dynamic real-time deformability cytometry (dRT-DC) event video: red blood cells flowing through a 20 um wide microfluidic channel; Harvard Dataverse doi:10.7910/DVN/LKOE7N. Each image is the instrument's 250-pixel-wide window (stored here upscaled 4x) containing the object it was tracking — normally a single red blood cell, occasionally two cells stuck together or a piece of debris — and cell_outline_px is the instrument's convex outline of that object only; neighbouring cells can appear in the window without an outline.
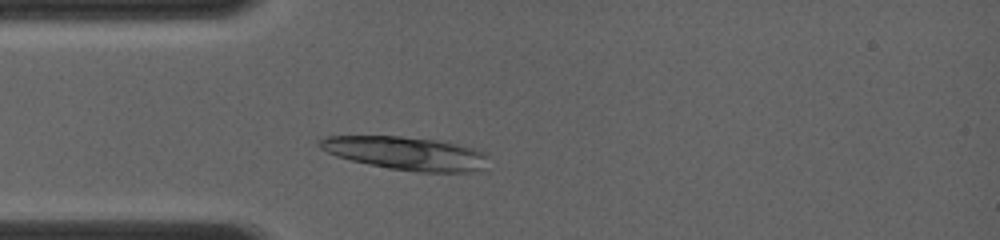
{"species": "common noctule bat (a hibernating species)", "species_latin": "Nyctalus noctula", "temperature_condition": "room temperature", "stored_images_in_passage": 3, "camera_frame_rate_fps": 4000, "um_per_image_px": 0.085, "animal": {"sex": "female", "body_mass_g": 19.0, "forearm_length_mm": 56.7}, "frame": {"image": 1, "passage_image": 3, "time_ms": 1.5, "image_size_px": [1000, 240], "cell_outline_px": [[488, 156], [480, 168], [472, 172], [420, 172], [388, 168], [368, 164], [336, 156], [320, 148], [316, 144], [316, 140], [324, 136], [400, 136], [436, 140], [476, 148], [488, 152]], "centroid_in_image_um": [34.47, 13.02], "position_along_channel_um": 50.5, "area_um2": 32.71}}